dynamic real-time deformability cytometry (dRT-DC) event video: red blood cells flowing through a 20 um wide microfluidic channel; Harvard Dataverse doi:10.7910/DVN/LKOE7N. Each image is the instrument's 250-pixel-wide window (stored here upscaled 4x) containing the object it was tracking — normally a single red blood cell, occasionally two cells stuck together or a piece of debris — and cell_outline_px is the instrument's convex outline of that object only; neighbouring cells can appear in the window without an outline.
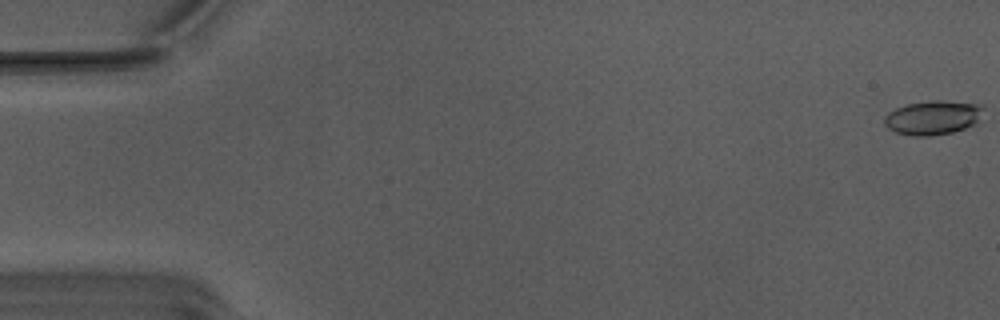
{"species": "Egyptian fruit bat (a non-hibernating species)", "species_latin": "Rousettus aegyptiacus", "temperature_condition": "warm", "stored_images_in_passage": 15, "camera_frame_rate_fps": 3000, "um_per_image_px": 0.085, "animal": {"sex": "male"}, "frame": {"image": 1, "passage_image": 1, "time_ms": 0.0, "image_size_px": [1000, 320], "cell_outline_px": [[984, 120], [976, 124], [952, 132], [928, 136], [912, 136], [896, 132], [888, 128], [884, 124], [884, 116], [888, 112], [904, 104], [928, 100], [944, 100], [976, 104], [984, 108]], "centroid_in_image_um": [79.32, 9.99], "position_along_channel_um": 5.7, "area_um2": 20.11}}
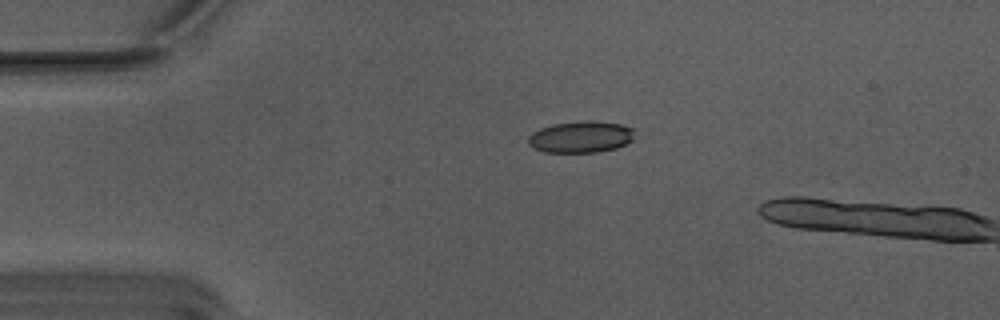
{"frame": {"image": 2, "passage_image": 13, "time_ms": 4.0, "image_size_px": [1000, 320], "cell_outline_px": [[632, 140], [616, 148], [596, 152], [544, 152], [532, 148], [528, 144], [528, 136], [532, 132], [540, 128], [552, 124], [588, 120], [592, 120], [624, 124], [632, 128]], "centroid_in_image_um": [49.33, 11.63], "position_along_channel_um": 35.7, "area_um2": 19.65}}